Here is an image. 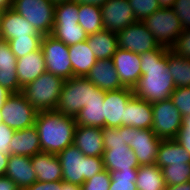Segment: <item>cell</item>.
Returning a JSON list of instances; mask_svg holds the SVG:
<instances>
[{"label": "cell", "mask_w": 190, "mask_h": 190, "mask_svg": "<svg viewBox=\"0 0 190 190\" xmlns=\"http://www.w3.org/2000/svg\"><path fill=\"white\" fill-rule=\"evenodd\" d=\"M73 145L85 156L103 157L105 149L101 128L76 125Z\"/></svg>", "instance_id": "cell-17"}, {"label": "cell", "mask_w": 190, "mask_h": 190, "mask_svg": "<svg viewBox=\"0 0 190 190\" xmlns=\"http://www.w3.org/2000/svg\"><path fill=\"white\" fill-rule=\"evenodd\" d=\"M104 99H92L75 116L76 125L105 127Z\"/></svg>", "instance_id": "cell-30"}, {"label": "cell", "mask_w": 190, "mask_h": 190, "mask_svg": "<svg viewBox=\"0 0 190 190\" xmlns=\"http://www.w3.org/2000/svg\"><path fill=\"white\" fill-rule=\"evenodd\" d=\"M12 93L8 91L5 87L0 85V109L6 102V99L11 95Z\"/></svg>", "instance_id": "cell-51"}, {"label": "cell", "mask_w": 190, "mask_h": 190, "mask_svg": "<svg viewBox=\"0 0 190 190\" xmlns=\"http://www.w3.org/2000/svg\"><path fill=\"white\" fill-rule=\"evenodd\" d=\"M2 13H3V11H2V10H0V20H1Z\"/></svg>", "instance_id": "cell-57"}, {"label": "cell", "mask_w": 190, "mask_h": 190, "mask_svg": "<svg viewBox=\"0 0 190 190\" xmlns=\"http://www.w3.org/2000/svg\"><path fill=\"white\" fill-rule=\"evenodd\" d=\"M166 186L183 184L190 181V163H178L161 169Z\"/></svg>", "instance_id": "cell-35"}, {"label": "cell", "mask_w": 190, "mask_h": 190, "mask_svg": "<svg viewBox=\"0 0 190 190\" xmlns=\"http://www.w3.org/2000/svg\"><path fill=\"white\" fill-rule=\"evenodd\" d=\"M60 181L53 182H40L36 181L31 186L25 188L24 190H59Z\"/></svg>", "instance_id": "cell-46"}, {"label": "cell", "mask_w": 190, "mask_h": 190, "mask_svg": "<svg viewBox=\"0 0 190 190\" xmlns=\"http://www.w3.org/2000/svg\"><path fill=\"white\" fill-rule=\"evenodd\" d=\"M124 126L151 129L153 126L152 104L133 96L125 107Z\"/></svg>", "instance_id": "cell-21"}, {"label": "cell", "mask_w": 190, "mask_h": 190, "mask_svg": "<svg viewBox=\"0 0 190 190\" xmlns=\"http://www.w3.org/2000/svg\"><path fill=\"white\" fill-rule=\"evenodd\" d=\"M100 90L86 77H73L64 81L56 111L75 117L92 99H104Z\"/></svg>", "instance_id": "cell-4"}, {"label": "cell", "mask_w": 190, "mask_h": 190, "mask_svg": "<svg viewBox=\"0 0 190 190\" xmlns=\"http://www.w3.org/2000/svg\"><path fill=\"white\" fill-rule=\"evenodd\" d=\"M170 99L182 117L190 115V86L177 87L172 92Z\"/></svg>", "instance_id": "cell-40"}, {"label": "cell", "mask_w": 190, "mask_h": 190, "mask_svg": "<svg viewBox=\"0 0 190 190\" xmlns=\"http://www.w3.org/2000/svg\"><path fill=\"white\" fill-rule=\"evenodd\" d=\"M169 72L171 73L175 87L190 86V59L175 55L172 51L167 52Z\"/></svg>", "instance_id": "cell-32"}, {"label": "cell", "mask_w": 190, "mask_h": 190, "mask_svg": "<svg viewBox=\"0 0 190 190\" xmlns=\"http://www.w3.org/2000/svg\"><path fill=\"white\" fill-rule=\"evenodd\" d=\"M37 181L53 182L62 180V168L57 155L40 152L31 157Z\"/></svg>", "instance_id": "cell-25"}, {"label": "cell", "mask_w": 190, "mask_h": 190, "mask_svg": "<svg viewBox=\"0 0 190 190\" xmlns=\"http://www.w3.org/2000/svg\"><path fill=\"white\" fill-rule=\"evenodd\" d=\"M117 42L118 48L137 54L157 49L160 46L141 21H137L118 32Z\"/></svg>", "instance_id": "cell-11"}, {"label": "cell", "mask_w": 190, "mask_h": 190, "mask_svg": "<svg viewBox=\"0 0 190 190\" xmlns=\"http://www.w3.org/2000/svg\"><path fill=\"white\" fill-rule=\"evenodd\" d=\"M5 176L11 179L19 190H24L37 181L31 157L24 155H9Z\"/></svg>", "instance_id": "cell-19"}, {"label": "cell", "mask_w": 190, "mask_h": 190, "mask_svg": "<svg viewBox=\"0 0 190 190\" xmlns=\"http://www.w3.org/2000/svg\"><path fill=\"white\" fill-rule=\"evenodd\" d=\"M104 29L114 33L137 22L128 0H108L102 7Z\"/></svg>", "instance_id": "cell-13"}, {"label": "cell", "mask_w": 190, "mask_h": 190, "mask_svg": "<svg viewBox=\"0 0 190 190\" xmlns=\"http://www.w3.org/2000/svg\"><path fill=\"white\" fill-rule=\"evenodd\" d=\"M0 190H19L15 183L6 176H0Z\"/></svg>", "instance_id": "cell-47"}, {"label": "cell", "mask_w": 190, "mask_h": 190, "mask_svg": "<svg viewBox=\"0 0 190 190\" xmlns=\"http://www.w3.org/2000/svg\"><path fill=\"white\" fill-rule=\"evenodd\" d=\"M46 72L64 80L73 78L68 46L51 35H44L41 41Z\"/></svg>", "instance_id": "cell-8"}, {"label": "cell", "mask_w": 190, "mask_h": 190, "mask_svg": "<svg viewBox=\"0 0 190 190\" xmlns=\"http://www.w3.org/2000/svg\"><path fill=\"white\" fill-rule=\"evenodd\" d=\"M51 36L67 46L87 40V34L78 23L54 24Z\"/></svg>", "instance_id": "cell-33"}, {"label": "cell", "mask_w": 190, "mask_h": 190, "mask_svg": "<svg viewBox=\"0 0 190 190\" xmlns=\"http://www.w3.org/2000/svg\"><path fill=\"white\" fill-rule=\"evenodd\" d=\"M130 7L132 8L135 19L137 21H143L146 17H149L156 10L160 9L158 0H128Z\"/></svg>", "instance_id": "cell-39"}, {"label": "cell", "mask_w": 190, "mask_h": 190, "mask_svg": "<svg viewBox=\"0 0 190 190\" xmlns=\"http://www.w3.org/2000/svg\"><path fill=\"white\" fill-rule=\"evenodd\" d=\"M9 155L0 152V176H5Z\"/></svg>", "instance_id": "cell-48"}, {"label": "cell", "mask_w": 190, "mask_h": 190, "mask_svg": "<svg viewBox=\"0 0 190 190\" xmlns=\"http://www.w3.org/2000/svg\"><path fill=\"white\" fill-rule=\"evenodd\" d=\"M136 187L137 190H165L161 169L156 164L139 166Z\"/></svg>", "instance_id": "cell-29"}, {"label": "cell", "mask_w": 190, "mask_h": 190, "mask_svg": "<svg viewBox=\"0 0 190 190\" xmlns=\"http://www.w3.org/2000/svg\"><path fill=\"white\" fill-rule=\"evenodd\" d=\"M12 7V0H0V10L3 12Z\"/></svg>", "instance_id": "cell-54"}, {"label": "cell", "mask_w": 190, "mask_h": 190, "mask_svg": "<svg viewBox=\"0 0 190 190\" xmlns=\"http://www.w3.org/2000/svg\"><path fill=\"white\" fill-rule=\"evenodd\" d=\"M2 123H3V119H2L1 109H0V124Z\"/></svg>", "instance_id": "cell-56"}, {"label": "cell", "mask_w": 190, "mask_h": 190, "mask_svg": "<svg viewBox=\"0 0 190 190\" xmlns=\"http://www.w3.org/2000/svg\"><path fill=\"white\" fill-rule=\"evenodd\" d=\"M152 131L161 140L175 139L181 129L182 116L171 99L152 103Z\"/></svg>", "instance_id": "cell-10"}, {"label": "cell", "mask_w": 190, "mask_h": 190, "mask_svg": "<svg viewBox=\"0 0 190 190\" xmlns=\"http://www.w3.org/2000/svg\"><path fill=\"white\" fill-rule=\"evenodd\" d=\"M178 163H190V154L174 139L161 140L156 165L162 169L165 166Z\"/></svg>", "instance_id": "cell-28"}, {"label": "cell", "mask_w": 190, "mask_h": 190, "mask_svg": "<svg viewBox=\"0 0 190 190\" xmlns=\"http://www.w3.org/2000/svg\"><path fill=\"white\" fill-rule=\"evenodd\" d=\"M165 190H190V181L183 184L166 186Z\"/></svg>", "instance_id": "cell-52"}, {"label": "cell", "mask_w": 190, "mask_h": 190, "mask_svg": "<svg viewBox=\"0 0 190 190\" xmlns=\"http://www.w3.org/2000/svg\"><path fill=\"white\" fill-rule=\"evenodd\" d=\"M86 78L105 92L125 87L119 79L112 59H97Z\"/></svg>", "instance_id": "cell-18"}, {"label": "cell", "mask_w": 190, "mask_h": 190, "mask_svg": "<svg viewBox=\"0 0 190 190\" xmlns=\"http://www.w3.org/2000/svg\"><path fill=\"white\" fill-rule=\"evenodd\" d=\"M62 180L82 185L87 179L105 170L102 157L85 156L76 146L66 147L57 154Z\"/></svg>", "instance_id": "cell-3"}, {"label": "cell", "mask_w": 190, "mask_h": 190, "mask_svg": "<svg viewBox=\"0 0 190 190\" xmlns=\"http://www.w3.org/2000/svg\"><path fill=\"white\" fill-rule=\"evenodd\" d=\"M170 49L159 46L157 49L141 53V76L133 87L134 96L149 103L169 99L176 89L169 72L167 52Z\"/></svg>", "instance_id": "cell-1"}, {"label": "cell", "mask_w": 190, "mask_h": 190, "mask_svg": "<svg viewBox=\"0 0 190 190\" xmlns=\"http://www.w3.org/2000/svg\"><path fill=\"white\" fill-rule=\"evenodd\" d=\"M169 49L175 55L190 59V29L183 30Z\"/></svg>", "instance_id": "cell-42"}, {"label": "cell", "mask_w": 190, "mask_h": 190, "mask_svg": "<svg viewBox=\"0 0 190 190\" xmlns=\"http://www.w3.org/2000/svg\"><path fill=\"white\" fill-rule=\"evenodd\" d=\"M38 131L41 152L57 155L73 145L76 128L75 117L56 110L38 111L35 124Z\"/></svg>", "instance_id": "cell-2"}, {"label": "cell", "mask_w": 190, "mask_h": 190, "mask_svg": "<svg viewBox=\"0 0 190 190\" xmlns=\"http://www.w3.org/2000/svg\"><path fill=\"white\" fill-rule=\"evenodd\" d=\"M40 152V139L35 125L15 130L9 145V154L32 157Z\"/></svg>", "instance_id": "cell-23"}, {"label": "cell", "mask_w": 190, "mask_h": 190, "mask_svg": "<svg viewBox=\"0 0 190 190\" xmlns=\"http://www.w3.org/2000/svg\"><path fill=\"white\" fill-rule=\"evenodd\" d=\"M74 77H86L97 61L87 41L68 46Z\"/></svg>", "instance_id": "cell-26"}, {"label": "cell", "mask_w": 190, "mask_h": 190, "mask_svg": "<svg viewBox=\"0 0 190 190\" xmlns=\"http://www.w3.org/2000/svg\"><path fill=\"white\" fill-rule=\"evenodd\" d=\"M54 5H58L61 3H70L74 2V0H50Z\"/></svg>", "instance_id": "cell-55"}, {"label": "cell", "mask_w": 190, "mask_h": 190, "mask_svg": "<svg viewBox=\"0 0 190 190\" xmlns=\"http://www.w3.org/2000/svg\"><path fill=\"white\" fill-rule=\"evenodd\" d=\"M15 130L8 127L6 124H0V152L9 154V145L14 135Z\"/></svg>", "instance_id": "cell-45"}, {"label": "cell", "mask_w": 190, "mask_h": 190, "mask_svg": "<svg viewBox=\"0 0 190 190\" xmlns=\"http://www.w3.org/2000/svg\"><path fill=\"white\" fill-rule=\"evenodd\" d=\"M108 0H74L77 4L96 5L102 7Z\"/></svg>", "instance_id": "cell-50"}, {"label": "cell", "mask_w": 190, "mask_h": 190, "mask_svg": "<svg viewBox=\"0 0 190 190\" xmlns=\"http://www.w3.org/2000/svg\"><path fill=\"white\" fill-rule=\"evenodd\" d=\"M64 79L45 72L22 87L21 93L37 111L55 110Z\"/></svg>", "instance_id": "cell-5"}, {"label": "cell", "mask_w": 190, "mask_h": 190, "mask_svg": "<svg viewBox=\"0 0 190 190\" xmlns=\"http://www.w3.org/2000/svg\"><path fill=\"white\" fill-rule=\"evenodd\" d=\"M78 11V24L84 29L87 35L104 29L100 6L78 4Z\"/></svg>", "instance_id": "cell-31"}, {"label": "cell", "mask_w": 190, "mask_h": 190, "mask_svg": "<svg viewBox=\"0 0 190 190\" xmlns=\"http://www.w3.org/2000/svg\"><path fill=\"white\" fill-rule=\"evenodd\" d=\"M133 96V89L129 87L105 92L103 105L106 127L124 126L125 107Z\"/></svg>", "instance_id": "cell-14"}, {"label": "cell", "mask_w": 190, "mask_h": 190, "mask_svg": "<svg viewBox=\"0 0 190 190\" xmlns=\"http://www.w3.org/2000/svg\"><path fill=\"white\" fill-rule=\"evenodd\" d=\"M18 37H43V35L19 13L9 8L1 16L0 38L8 41Z\"/></svg>", "instance_id": "cell-16"}, {"label": "cell", "mask_w": 190, "mask_h": 190, "mask_svg": "<svg viewBox=\"0 0 190 190\" xmlns=\"http://www.w3.org/2000/svg\"><path fill=\"white\" fill-rule=\"evenodd\" d=\"M3 123L14 130L35 124L38 111L20 93H12L1 107Z\"/></svg>", "instance_id": "cell-9"}, {"label": "cell", "mask_w": 190, "mask_h": 190, "mask_svg": "<svg viewBox=\"0 0 190 190\" xmlns=\"http://www.w3.org/2000/svg\"><path fill=\"white\" fill-rule=\"evenodd\" d=\"M11 8L24 17L38 33L51 35L55 5L50 0H12Z\"/></svg>", "instance_id": "cell-6"}, {"label": "cell", "mask_w": 190, "mask_h": 190, "mask_svg": "<svg viewBox=\"0 0 190 190\" xmlns=\"http://www.w3.org/2000/svg\"><path fill=\"white\" fill-rule=\"evenodd\" d=\"M16 63L17 58L11 51L8 41L0 38V85L11 93L22 91L16 73Z\"/></svg>", "instance_id": "cell-20"}, {"label": "cell", "mask_w": 190, "mask_h": 190, "mask_svg": "<svg viewBox=\"0 0 190 190\" xmlns=\"http://www.w3.org/2000/svg\"><path fill=\"white\" fill-rule=\"evenodd\" d=\"M112 61L121 83L132 88L141 76L140 55L129 50L117 48L112 56Z\"/></svg>", "instance_id": "cell-15"}, {"label": "cell", "mask_w": 190, "mask_h": 190, "mask_svg": "<svg viewBox=\"0 0 190 190\" xmlns=\"http://www.w3.org/2000/svg\"><path fill=\"white\" fill-rule=\"evenodd\" d=\"M59 190H82V187L77 184H72V183L60 180Z\"/></svg>", "instance_id": "cell-49"}, {"label": "cell", "mask_w": 190, "mask_h": 190, "mask_svg": "<svg viewBox=\"0 0 190 190\" xmlns=\"http://www.w3.org/2000/svg\"><path fill=\"white\" fill-rule=\"evenodd\" d=\"M110 184L111 174L105 169L102 172L87 179L85 182H83L81 187L82 190H109Z\"/></svg>", "instance_id": "cell-41"}, {"label": "cell", "mask_w": 190, "mask_h": 190, "mask_svg": "<svg viewBox=\"0 0 190 190\" xmlns=\"http://www.w3.org/2000/svg\"><path fill=\"white\" fill-rule=\"evenodd\" d=\"M174 140L190 154V115L182 117L181 129Z\"/></svg>", "instance_id": "cell-44"}, {"label": "cell", "mask_w": 190, "mask_h": 190, "mask_svg": "<svg viewBox=\"0 0 190 190\" xmlns=\"http://www.w3.org/2000/svg\"><path fill=\"white\" fill-rule=\"evenodd\" d=\"M161 139L152 129H137L131 127L129 147L135 153L139 165L156 164L158 147Z\"/></svg>", "instance_id": "cell-12"}, {"label": "cell", "mask_w": 190, "mask_h": 190, "mask_svg": "<svg viewBox=\"0 0 190 190\" xmlns=\"http://www.w3.org/2000/svg\"><path fill=\"white\" fill-rule=\"evenodd\" d=\"M160 4V8H172L175 0H158Z\"/></svg>", "instance_id": "cell-53"}, {"label": "cell", "mask_w": 190, "mask_h": 190, "mask_svg": "<svg viewBox=\"0 0 190 190\" xmlns=\"http://www.w3.org/2000/svg\"><path fill=\"white\" fill-rule=\"evenodd\" d=\"M172 9L181 21L183 30L190 29V0H175Z\"/></svg>", "instance_id": "cell-43"}, {"label": "cell", "mask_w": 190, "mask_h": 190, "mask_svg": "<svg viewBox=\"0 0 190 190\" xmlns=\"http://www.w3.org/2000/svg\"><path fill=\"white\" fill-rule=\"evenodd\" d=\"M102 158L104 168L109 172L138 170V167L140 166L135 153L128 145L106 149L104 150Z\"/></svg>", "instance_id": "cell-24"}, {"label": "cell", "mask_w": 190, "mask_h": 190, "mask_svg": "<svg viewBox=\"0 0 190 190\" xmlns=\"http://www.w3.org/2000/svg\"><path fill=\"white\" fill-rule=\"evenodd\" d=\"M137 173L138 170H120L110 172L111 184L109 190H137Z\"/></svg>", "instance_id": "cell-37"}, {"label": "cell", "mask_w": 190, "mask_h": 190, "mask_svg": "<svg viewBox=\"0 0 190 190\" xmlns=\"http://www.w3.org/2000/svg\"><path fill=\"white\" fill-rule=\"evenodd\" d=\"M86 41L97 59H112L118 48L117 33L106 29L88 35Z\"/></svg>", "instance_id": "cell-27"}, {"label": "cell", "mask_w": 190, "mask_h": 190, "mask_svg": "<svg viewBox=\"0 0 190 190\" xmlns=\"http://www.w3.org/2000/svg\"><path fill=\"white\" fill-rule=\"evenodd\" d=\"M45 72L46 66L41 48L17 59L16 73L21 87L34 81Z\"/></svg>", "instance_id": "cell-22"}, {"label": "cell", "mask_w": 190, "mask_h": 190, "mask_svg": "<svg viewBox=\"0 0 190 190\" xmlns=\"http://www.w3.org/2000/svg\"><path fill=\"white\" fill-rule=\"evenodd\" d=\"M142 23L153 34L159 45L170 48L183 31L181 21L172 8H160Z\"/></svg>", "instance_id": "cell-7"}, {"label": "cell", "mask_w": 190, "mask_h": 190, "mask_svg": "<svg viewBox=\"0 0 190 190\" xmlns=\"http://www.w3.org/2000/svg\"><path fill=\"white\" fill-rule=\"evenodd\" d=\"M104 149H111L118 146H129L131 126H121L119 128L103 127Z\"/></svg>", "instance_id": "cell-34"}, {"label": "cell", "mask_w": 190, "mask_h": 190, "mask_svg": "<svg viewBox=\"0 0 190 190\" xmlns=\"http://www.w3.org/2000/svg\"><path fill=\"white\" fill-rule=\"evenodd\" d=\"M78 4L76 2L55 5L54 24L78 23Z\"/></svg>", "instance_id": "cell-38"}, {"label": "cell", "mask_w": 190, "mask_h": 190, "mask_svg": "<svg viewBox=\"0 0 190 190\" xmlns=\"http://www.w3.org/2000/svg\"><path fill=\"white\" fill-rule=\"evenodd\" d=\"M43 37H18L8 40L11 51L16 58L26 56L27 54L39 50Z\"/></svg>", "instance_id": "cell-36"}]
</instances>
